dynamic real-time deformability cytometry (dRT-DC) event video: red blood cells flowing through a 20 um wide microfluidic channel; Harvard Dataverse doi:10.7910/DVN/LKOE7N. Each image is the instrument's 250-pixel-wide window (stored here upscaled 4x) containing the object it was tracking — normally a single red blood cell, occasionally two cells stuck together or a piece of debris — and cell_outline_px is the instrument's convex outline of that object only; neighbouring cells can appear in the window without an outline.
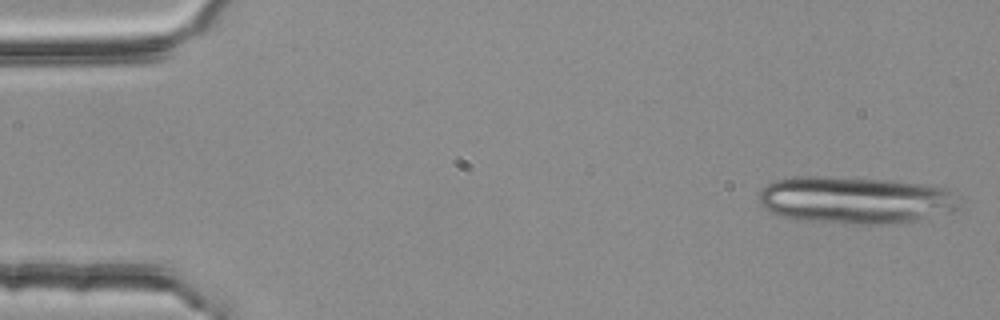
{"species": "common noctule bat (a hibernating species)", "species_latin": "Nyctalus noctula", "temperature_condition": "room temperature", "stored_images_in_passage": 6, "camera_frame_rate_fps": 3000, "um_per_image_px": 0.085, "animal": {"sex": "female", "body_mass_g": 25.1}, "frame": {"image": 1, "passage_image": 1, "time_ms": 0.0, "image_size_px": [1000, 320], "cell_outline_px": [[960, 208], [952, 212], [916, 220], [888, 224], [844, 224], [796, 220], [772, 212], [764, 208], [760, 204], [760, 192], [768, 184], [776, 180], [792, 176], [824, 176], [892, 180], [924, 184], [948, 188], [952, 192], [960, 204]], "centroid_in_image_um": [72.73, 17.01], "position_along_channel_um": 12.3, "area_um2": 55.6}}